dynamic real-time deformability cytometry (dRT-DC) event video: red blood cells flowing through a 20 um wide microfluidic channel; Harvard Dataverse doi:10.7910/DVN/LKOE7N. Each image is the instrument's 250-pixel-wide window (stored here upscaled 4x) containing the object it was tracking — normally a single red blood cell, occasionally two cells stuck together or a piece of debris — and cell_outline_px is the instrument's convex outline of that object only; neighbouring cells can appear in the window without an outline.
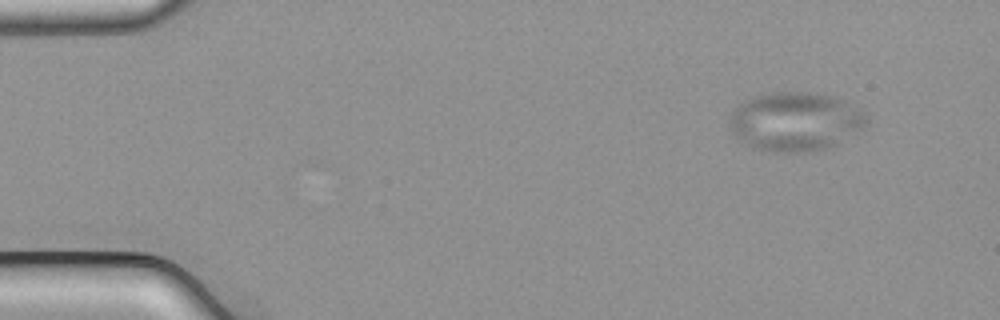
{"species": "common noctule bat (a hibernating species)", "species_latin": "Nyctalus noctula", "temperature_condition": "cold", "stored_images_in_passage": 50, "camera_frame_rate_fps": 3000, "um_per_image_px": 0.085, "animal": {"sex": "male", "body_mass_g": 21.5, "forearm_length_mm": 52.0}, "frame": {"image": 1, "passage_image": 2, "time_ms": 0.333, "image_size_px": [1000, 320], "cell_outline_px": [[868, 120], [860, 128], [836, 144], [824, 148], [808, 152], [772, 152], [760, 148], [736, 136], [732, 132], [728, 120], [728, 116], [740, 104], [756, 96], [776, 92], [808, 92], [832, 96], [844, 100], [856, 108]], "centroid_in_image_um": [67.57, 10.32], "position_along_channel_um": 17.4, "area_um2": 45.78}}
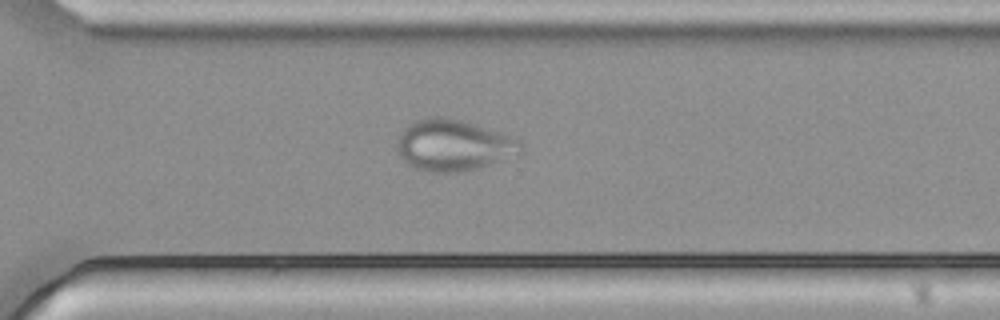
{"frame": {"image": 2, "passage_image": 35, "time_ms": 11.333, "image_size_px": [1000, 320], "cell_outline_px": [[524, 148], [520, 156], [480, 168], [464, 172], [428, 172], [412, 168], [400, 156], [396, 148], [400, 132], [412, 120], [428, 116], [444, 116], [460, 120], [500, 132], [520, 140], [524, 144]], "centroid_in_image_um": [38.58, 12.36], "position_along_channel_um": 332.0, "area_um2": 37.86}}
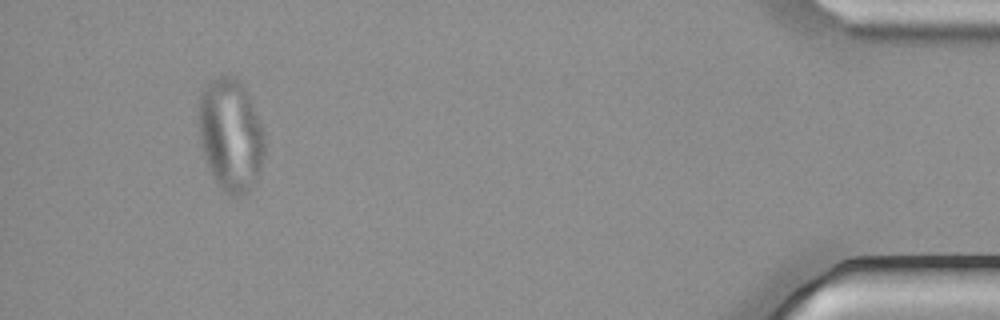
{"frame": {"image": 3, "passage_image": 47, "time_ms": 15.333, "image_size_px": [1000, 320], "cell_outline_px": [[264, 156], [256, 180], [252, 188], [248, 192], [240, 196], [232, 196], [224, 192], [220, 188], [208, 164], [204, 152], [200, 136], [200, 96], [208, 80], [216, 76], [236, 76], [240, 80], [248, 96], [260, 124], [264, 136]], "centroid_in_image_um": [19.62, 11.47], "position_along_channel_um": 415.6, "area_um2": 42.54}}